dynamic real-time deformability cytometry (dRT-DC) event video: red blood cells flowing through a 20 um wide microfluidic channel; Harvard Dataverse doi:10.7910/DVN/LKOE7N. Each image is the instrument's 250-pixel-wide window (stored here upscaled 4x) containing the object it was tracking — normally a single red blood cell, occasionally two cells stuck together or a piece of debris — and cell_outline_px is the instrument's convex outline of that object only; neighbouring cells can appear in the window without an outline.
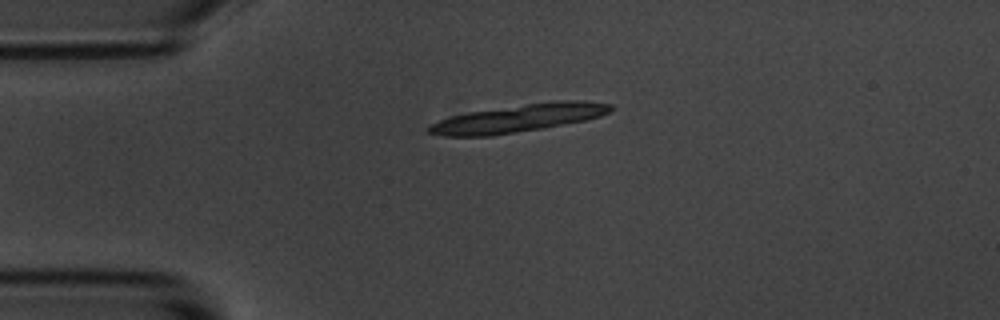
{"species": "common noctule bat (a hibernating species)", "species_latin": "Nyctalus noctula", "temperature_condition": "room temperature", "stored_images_in_passage": 3, "camera_frame_rate_fps": 3000, "um_per_image_px": 0.085, "animal": {"sex": "male", "body_mass_g": 20.1, "forearm_length_mm": 53.5}, "frame": {"image": 1, "passage_image": 1, "time_ms": 0.0, "image_size_px": [1000, 320], "cell_outline_px": [[616, 108], [600, 116], [584, 120], [544, 128], [492, 136], [444, 136], [428, 132], [424, 128], [440, 120], [452, 116], [468, 112], [552, 100], [576, 100], [612, 104]], "centroid_in_image_um": [44.08, 10.04], "position_along_channel_um": 40.9, "area_um2": 29.42}}